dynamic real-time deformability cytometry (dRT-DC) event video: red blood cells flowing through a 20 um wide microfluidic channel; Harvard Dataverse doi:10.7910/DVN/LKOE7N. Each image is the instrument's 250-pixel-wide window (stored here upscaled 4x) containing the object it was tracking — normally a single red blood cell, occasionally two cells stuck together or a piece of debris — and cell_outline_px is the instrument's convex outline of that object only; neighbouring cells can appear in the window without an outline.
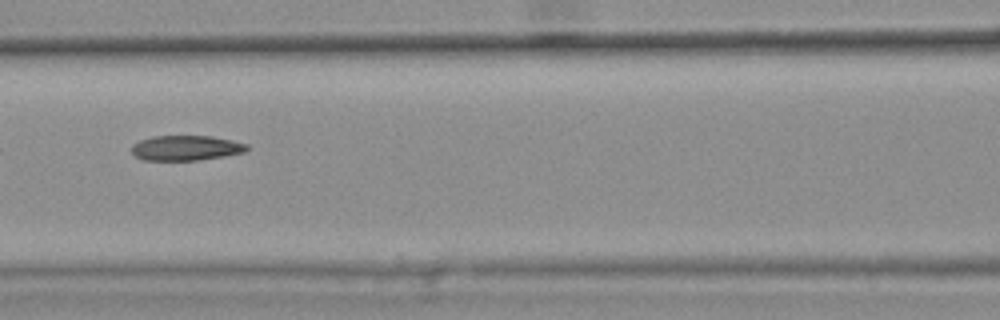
{"species": "common noctule bat (a hibernating species)", "species_latin": "Nyctalus noctula", "temperature_condition": "warm", "stored_images_in_passage": 9, "camera_frame_rate_fps": 3000, "um_per_image_px": 0.085, "animal": {"sex": "female", "body_mass_g": 25.1}, "frame": {"image": 1, "passage_image": 6, "time_ms": 1.667, "image_size_px": [1000, 320], "cell_outline_px": [[248, 148], [244, 152], [224, 156], [196, 160], [144, 160], [136, 156], [132, 152], [132, 144], [140, 140], [152, 136], [212, 136], [232, 140], [248, 144]], "centroid_in_image_um": [15.8, 12.57], "position_along_channel_um": 150.8, "area_um2": 16.76}}